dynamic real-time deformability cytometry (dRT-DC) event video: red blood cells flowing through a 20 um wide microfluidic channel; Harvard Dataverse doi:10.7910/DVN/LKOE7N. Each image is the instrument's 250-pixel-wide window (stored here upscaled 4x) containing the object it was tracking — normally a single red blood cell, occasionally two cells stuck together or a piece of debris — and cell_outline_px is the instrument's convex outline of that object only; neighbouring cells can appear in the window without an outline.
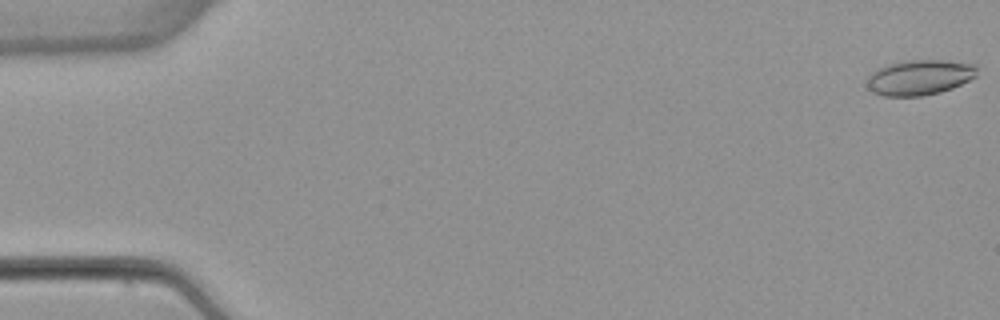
{"species": "common noctule bat (a hibernating species)", "species_latin": "Nyctalus noctula", "temperature_condition": "warm", "stored_images_in_passage": 29, "camera_frame_rate_fps": 3000, "um_per_image_px": 0.085, "animal": {"sex": "female", "body_mass_g": 22.7, "forearm_length_mm": 54.2}, "frame": {"image": 1, "passage_image": 1, "time_ms": 0.0, "image_size_px": [1000, 320], "cell_outline_px": [[976, 76], [952, 88], [940, 92], [924, 96], [884, 96], [872, 92], [868, 88], [868, 76], [872, 72], [888, 64], [908, 60], [948, 60], [976, 64]], "centroid_in_image_um": [78.17, 6.58], "position_along_channel_um": 6.8, "area_um2": 22.54}}
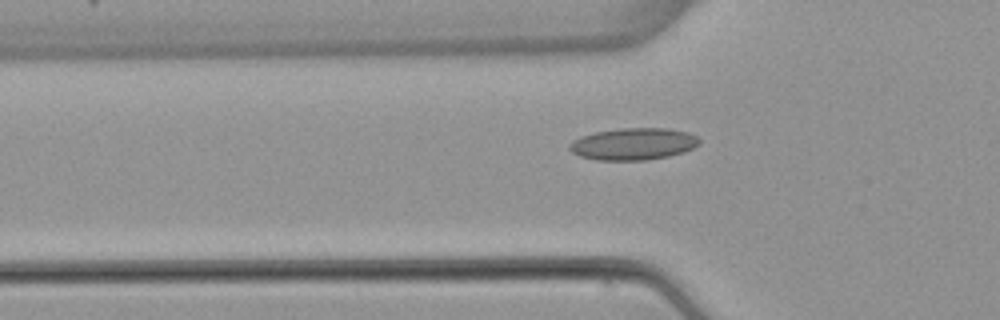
{"frame": {"image": 2, "passage_image": 18, "time_ms": 5.667, "image_size_px": [1000, 320], "cell_outline_px": [[700, 144], [684, 152], [668, 156], [644, 160], [596, 160], [580, 156], [572, 152], [568, 148], [568, 144], [572, 140], [580, 136], [592, 132], [620, 128], [668, 128], [688, 132], [696, 136], [700, 140]], "centroid_in_image_um": [53.8, 12.23], "position_along_channel_um": 72.0, "area_um2": 24.39}}
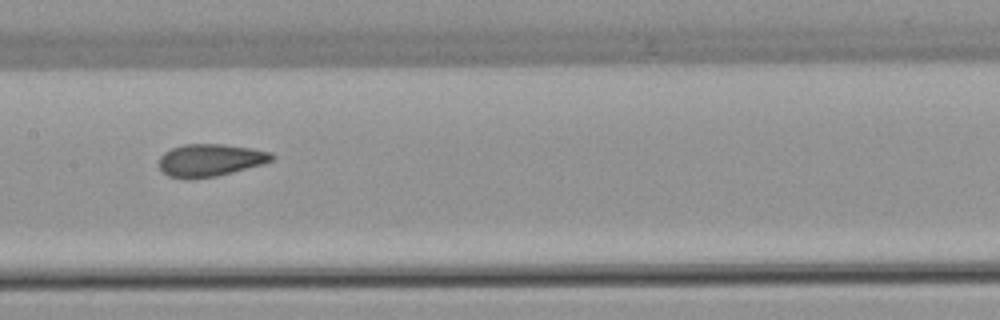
{"frame": {"image": 3, "passage_image": 27, "time_ms": 8.667, "image_size_px": [1000, 320], "cell_outline_px": [[276, 156], [272, 160], [264, 164], [216, 176], [188, 180], [168, 176], [160, 168], [160, 156], [164, 152], [172, 148], [184, 144], [224, 144], [272, 152]], "centroid_in_image_um": [17.87, 13.62], "position_along_channel_um": 189.5, "area_um2": 21.39}}